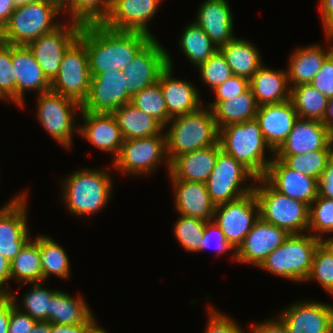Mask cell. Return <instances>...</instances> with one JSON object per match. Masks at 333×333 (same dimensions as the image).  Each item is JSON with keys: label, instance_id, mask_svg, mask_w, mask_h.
Segmentation results:
<instances>
[{"label": "cell", "instance_id": "60d3db41", "mask_svg": "<svg viewBox=\"0 0 333 333\" xmlns=\"http://www.w3.org/2000/svg\"><path fill=\"white\" fill-rule=\"evenodd\" d=\"M332 151L316 150L303 155H274V157L281 160L288 168L318 181L328 168Z\"/></svg>", "mask_w": 333, "mask_h": 333}, {"label": "cell", "instance_id": "52a82bcc", "mask_svg": "<svg viewBox=\"0 0 333 333\" xmlns=\"http://www.w3.org/2000/svg\"><path fill=\"white\" fill-rule=\"evenodd\" d=\"M255 184L253 192L262 220L286 230L289 234L308 233L307 204L278 192L263 177L257 178Z\"/></svg>", "mask_w": 333, "mask_h": 333}, {"label": "cell", "instance_id": "f1b7e54d", "mask_svg": "<svg viewBox=\"0 0 333 333\" xmlns=\"http://www.w3.org/2000/svg\"><path fill=\"white\" fill-rule=\"evenodd\" d=\"M327 48L322 45H309L297 47L289 57L288 62V81L290 88L302 84H310L319 72L325 59L333 52V45L327 35Z\"/></svg>", "mask_w": 333, "mask_h": 333}, {"label": "cell", "instance_id": "ba28073f", "mask_svg": "<svg viewBox=\"0 0 333 333\" xmlns=\"http://www.w3.org/2000/svg\"><path fill=\"white\" fill-rule=\"evenodd\" d=\"M36 106L40 125L62 147L70 149L74 129L78 134L79 124L75 123V119L78 111H81V104L70 97L49 91L38 94Z\"/></svg>", "mask_w": 333, "mask_h": 333}, {"label": "cell", "instance_id": "cb8c5ba5", "mask_svg": "<svg viewBox=\"0 0 333 333\" xmlns=\"http://www.w3.org/2000/svg\"><path fill=\"white\" fill-rule=\"evenodd\" d=\"M298 118L290 99L259 106L255 116L266 143L274 152L286 140Z\"/></svg>", "mask_w": 333, "mask_h": 333}, {"label": "cell", "instance_id": "6125c7cd", "mask_svg": "<svg viewBox=\"0 0 333 333\" xmlns=\"http://www.w3.org/2000/svg\"><path fill=\"white\" fill-rule=\"evenodd\" d=\"M318 195L333 199V182L324 181L322 178L318 180Z\"/></svg>", "mask_w": 333, "mask_h": 333}, {"label": "cell", "instance_id": "7bdbcfd3", "mask_svg": "<svg viewBox=\"0 0 333 333\" xmlns=\"http://www.w3.org/2000/svg\"><path fill=\"white\" fill-rule=\"evenodd\" d=\"M314 281L322 287L329 295L333 296V250L322 241L313 257L312 269L306 282Z\"/></svg>", "mask_w": 333, "mask_h": 333}, {"label": "cell", "instance_id": "4316f807", "mask_svg": "<svg viewBox=\"0 0 333 333\" xmlns=\"http://www.w3.org/2000/svg\"><path fill=\"white\" fill-rule=\"evenodd\" d=\"M174 189V206L179 215L213 220L215 205L207 191L206 183L170 180Z\"/></svg>", "mask_w": 333, "mask_h": 333}, {"label": "cell", "instance_id": "8992f818", "mask_svg": "<svg viewBox=\"0 0 333 333\" xmlns=\"http://www.w3.org/2000/svg\"><path fill=\"white\" fill-rule=\"evenodd\" d=\"M321 242L310 233L290 234L258 268L283 279L304 283L310 275L314 253Z\"/></svg>", "mask_w": 333, "mask_h": 333}, {"label": "cell", "instance_id": "603a6c76", "mask_svg": "<svg viewBox=\"0 0 333 333\" xmlns=\"http://www.w3.org/2000/svg\"><path fill=\"white\" fill-rule=\"evenodd\" d=\"M275 190L308 206L318 196V181L291 168L273 157L263 177Z\"/></svg>", "mask_w": 333, "mask_h": 333}, {"label": "cell", "instance_id": "d590c367", "mask_svg": "<svg viewBox=\"0 0 333 333\" xmlns=\"http://www.w3.org/2000/svg\"><path fill=\"white\" fill-rule=\"evenodd\" d=\"M179 38L178 44L183 54L196 68L219 50L210 37L194 21L184 28Z\"/></svg>", "mask_w": 333, "mask_h": 333}, {"label": "cell", "instance_id": "5bb4252c", "mask_svg": "<svg viewBox=\"0 0 333 333\" xmlns=\"http://www.w3.org/2000/svg\"><path fill=\"white\" fill-rule=\"evenodd\" d=\"M27 193L20 192L0 209V254L10 263L32 238L27 221Z\"/></svg>", "mask_w": 333, "mask_h": 333}, {"label": "cell", "instance_id": "277c9868", "mask_svg": "<svg viewBox=\"0 0 333 333\" xmlns=\"http://www.w3.org/2000/svg\"><path fill=\"white\" fill-rule=\"evenodd\" d=\"M167 126H170L169 129H166ZM164 129L169 162L179 155L218 143L219 129L207 105H202L195 112L171 118Z\"/></svg>", "mask_w": 333, "mask_h": 333}, {"label": "cell", "instance_id": "8fae6325", "mask_svg": "<svg viewBox=\"0 0 333 333\" xmlns=\"http://www.w3.org/2000/svg\"><path fill=\"white\" fill-rule=\"evenodd\" d=\"M90 83L88 52L77 39L64 53L58 74L51 82V91L82 104L88 96Z\"/></svg>", "mask_w": 333, "mask_h": 333}, {"label": "cell", "instance_id": "7a4b0ae2", "mask_svg": "<svg viewBox=\"0 0 333 333\" xmlns=\"http://www.w3.org/2000/svg\"><path fill=\"white\" fill-rule=\"evenodd\" d=\"M84 168L62 179V202L71 214L78 217L93 216L108 204L112 197L110 171Z\"/></svg>", "mask_w": 333, "mask_h": 333}, {"label": "cell", "instance_id": "bcb514c9", "mask_svg": "<svg viewBox=\"0 0 333 333\" xmlns=\"http://www.w3.org/2000/svg\"><path fill=\"white\" fill-rule=\"evenodd\" d=\"M201 76V81L211 90L223 84L233 76L226 58L220 50H217L206 62L196 68Z\"/></svg>", "mask_w": 333, "mask_h": 333}, {"label": "cell", "instance_id": "d6986e66", "mask_svg": "<svg viewBox=\"0 0 333 333\" xmlns=\"http://www.w3.org/2000/svg\"><path fill=\"white\" fill-rule=\"evenodd\" d=\"M289 235L286 230L259 218L236 250V261L259 267Z\"/></svg>", "mask_w": 333, "mask_h": 333}, {"label": "cell", "instance_id": "44dd1931", "mask_svg": "<svg viewBox=\"0 0 333 333\" xmlns=\"http://www.w3.org/2000/svg\"><path fill=\"white\" fill-rule=\"evenodd\" d=\"M316 150H333V137L321 121L298 118L274 155H303Z\"/></svg>", "mask_w": 333, "mask_h": 333}, {"label": "cell", "instance_id": "8d00e7d4", "mask_svg": "<svg viewBox=\"0 0 333 333\" xmlns=\"http://www.w3.org/2000/svg\"><path fill=\"white\" fill-rule=\"evenodd\" d=\"M60 243H56L50 236L39 234V252L43 271V282L51 275L62 279H69L71 265L67 252Z\"/></svg>", "mask_w": 333, "mask_h": 333}, {"label": "cell", "instance_id": "1f68e13d", "mask_svg": "<svg viewBox=\"0 0 333 333\" xmlns=\"http://www.w3.org/2000/svg\"><path fill=\"white\" fill-rule=\"evenodd\" d=\"M226 58L233 75L251 79L263 65L257 46L245 38L235 37L219 48Z\"/></svg>", "mask_w": 333, "mask_h": 333}, {"label": "cell", "instance_id": "11a10c76", "mask_svg": "<svg viewBox=\"0 0 333 333\" xmlns=\"http://www.w3.org/2000/svg\"><path fill=\"white\" fill-rule=\"evenodd\" d=\"M97 323H81L75 325H59L51 323L50 333H91Z\"/></svg>", "mask_w": 333, "mask_h": 333}, {"label": "cell", "instance_id": "ffe728a7", "mask_svg": "<svg viewBox=\"0 0 333 333\" xmlns=\"http://www.w3.org/2000/svg\"><path fill=\"white\" fill-rule=\"evenodd\" d=\"M79 113L83 119L82 124L78 125L79 136L81 135L99 151L113 154L115 160L120 154L123 137L114 115L83 110Z\"/></svg>", "mask_w": 333, "mask_h": 333}, {"label": "cell", "instance_id": "4dcf8cb0", "mask_svg": "<svg viewBox=\"0 0 333 333\" xmlns=\"http://www.w3.org/2000/svg\"><path fill=\"white\" fill-rule=\"evenodd\" d=\"M92 310L83 296H72L57 289L51 297L50 323L59 325H75L81 323H97Z\"/></svg>", "mask_w": 333, "mask_h": 333}, {"label": "cell", "instance_id": "484cf974", "mask_svg": "<svg viewBox=\"0 0 333 333\" xmlns=\"http://www.w3.org/2000/svg\"><path fill=\"white\" fill-rule=\"evenodd\" d=\"M195 23L210 37L219 49L233 40L234 21L228 0H205L198 7Z\"/></svg>", "mask_w": 333, "mask_h": 333}, {"label": "cell", "instance_id": "30bf717a", "mask_svg": "<svg viewBox=\"0 0 333 333\" xmlns=\"http://www.w3.org/2000/svg\"><path fill=\"white\" fill-rule=\"evenodd\" d=\"M256 179L240 162L221 150L206 186L212 203L218 206L251 193L255 183L246 184V182Z\"/></svg>", "mask_w": 333, "mask_h": 333}, {"label": "cell", "instance_id": "003e7915", "mask_svg": "<svg viewBox=\"0 0 333 333\" xmlns=\"http://www.w3.org/2000/svg\"><path fill=\"white\" fill-rule=\"evenodd\" d=\"M91 333H107L106 330H104V328H102L101 326L99 327V324L91 331Z\"/></svg>", "mask_w": 333, "mask_h": 333}, {"label": "cell", "instance_id": "f35d334b", "mask_svg": "<svg viewBox=\"0 0 333 333\" xmlns=\"http://www.w3.org/2000/svg\"><path fill=\"white\" fill-rule=\"evenodd\" d=\"M111 7L110 0H62L63 14L67 21L81 26L103 24Z\"/></svg>", "mask_w": 333, "mask_h": 333}, {"label": "cell", "instance_id": "03108f58", "mask_svg": "<svg viewBox=\"0 0 333 333\" xmlns=\"http://www.w3.org/2000/svg\"><path fill=\"white\" fill-rule=\"evenodd\" d=\"M35 1H38V0H13L14 5L16 7L26 5L28 3H32V2H35Z\"/></svg>", "mask_w": 333, "mask_h": 333}, {"label": "cell", "instance_id": "7402d4cb", "mask_svg": "<svg viewBox=\"0 0 333 333\" xmlns=\"http://www.w3.org/2000/svg\"><path fill=\"white\" fill-rule=\"evenodd\" d=\"M172 62V57L167 52L168 66L160 73L158 79L170 118L195 112L202 107L197 87L186 79L173 78Z\"/></svg>", "mask_w": 333, "mask_h": 333}, {"label": "cell", "instance_id": "ee69618b", "mask_svg": "<svg viewBox=\"0 0 333 333\" xmlns=\"http://www.w3.org/2000/svg\"><path fill=\"white\" fill-rule=\"evenodd\" d=\"M308 232L322 241L325 240L324 233H333V199L318 195L312 202L309 206Z\"/></svg>", "mask_w": 333, "mask_h": 333}, {"label": "cell", "instance_id": "836d02e7", "mask_svg": "<svg viewBox=\"0 0 333 333\" xmlns=\"http://www.w3.org/2000/svg\"><path fill=\"white\" fill-rule=\"evenodd\" d=\"M258 105L251 88L237 97L220 101L213 109L218 129L255 119Z\"/></svg>", "mask_w": 333, "mask_h": 333}, {"label": "cell", "instance_id": "d6a6232c", "mask_svg": "<svg viewBox=\"0 0 333 333\" xmlns=\"http://www.w3.org/2000/svg\"><path fill=\"white\" fill-rule=\"evenodd\" d=\"M112 114L116 118L123 140L151 137L165 130L157 119L131 103L119 107Z\"/></svg>", "mask_w": 333, "mask_h": 333}, {"label": "cell", "instance_id": "3957f363", "mask_svg": "<svg viewBox=\"0 0 333 333\" xmlns=\"http://www.w3.org/2000/svg\"><path fill=\"white\" fill-rule=\"evenodd\" d=\"M218 142L224 153L240 162L256 178L264 177L274 157L256 119L220 128ZM268 150L272 159L265 156Z\"/></svg>", "mask_w": 333, "mask_h": 333}, {"label": "cell", "instance_id": "9f6ffc18", "mask_svg": "<svg viewBox=\"0 0 333 333\" xmlns=\"http://www.w3.org/2000/svg\"><path fill=\"white\" fill-rule=\"evenodd\" d=\"M321 22L327 35L333 29V0H319Z\"/></svg>", "mask_w": 333, "mask_h": 333}, {"label": "cell", "instance_id": "b9f144b4", "mask_svg": "<svg viewBox=\"0 0 333 333\" xmlns=\"http://www.w3.org/2000/svg\"><path fill=\"white\" fill-rule=\"evenodd\" d=\"M131 104L144 113L153 116L164 127L171 120L158 82L135 94L131 99Z\"/></svg>", "mask_w": 333, "mask_h": 333}, {"label": "cell", "instance_id": "db71d44e", "mask_svg": "<svg viewBox=\"0 0 333 333\" xmlns=\"http://www.w3.org/2000/svg\"><path fill=\"white\" fill-rule=\"evenodd\" d=\"M251 333H289L283 320L278 316L277 319H268L263 323L252 324Z\"/></svg>", "mask_w": 333, "mask_h": 333}, {"label": "cell", "instance_id": "9a60e30c", "mask_svg": "<svg viewBox=\"0 0 333 333\" xmlns=\"http://www.w3.org/2000/svg\"><path fill=\"white\" fill-rule=\"evenodd\" d=\"M131 99L127 93V78L123 71L115 69L91 74L89 93L81 104V110L113 113L119 107L131 103Z\"/></svg>", "mask_w": 333, "mask_h": 333}, {"label": "cell", "instance_id": "7c38bea8", "mask_svg": "<svg viewBox=\"0 0 333 333\" xmlns=\"http://www.w3.org/2000/svg\"><path fill=\"white\" fill-rule=\"evenodd\" d=\"M259 218V204L252 191L234 201L215 206L213 221L237 250Z\"/></svg>", "mask_w": 333, "mask_h": 333}, {"label": "cell", "instance_id": "f5cc1de1", "mask_svg": "<svg viewBox=\"0 0 333 333\" xmlns=\"http://www.w3.org/2000/svg\"><path fill=\"white\" fill-rule=\"evenodd\" d=\"M37 320L20 311L10 297V320L8 333H28L35 326Z\"/></svg>", "mask_w": 333, "mask_h": 333}, {"label": "cell", "instance_id": "94428289", "mask_svg": "<svg viewBox=\"0 0 333 333\" xmlns=\"http://www.w3.org/2000/svg\"><path fill=\"white\" fill-rule=\"evenodd\" d=\"M322 123L330 131L333 137V98L328 99Z\"/></svg>", "mask_w": 333, "mask_h": 333}, {"label": "cell", "instance_id": "e0dca14e", "mask_svg": "<svg viewBox=\"0 0 333 333\" xmlns=\"http://www.w3.org/2000/svg\"><path fill=\"white\" fill-rule=\"evenodd\" d=\"M164 0H114L103 25L112 30L136 31L154 35L149 31L150 22Z\"/></svg>", "mask_w": 333, "mask_h": 333}, {"label": "cell", "instance_id": "5b68a950", "mask_svg": "<svg viewBox=\"0 0 333 333\" xmlns=\"http://www.w3.org/2000/svg\"><path fill=\"white\" fill-rule=\"evenodd\" d=\"M63 13L62 0H38L18 6L0 30V41L10 45L27 46L63 22L55 18Z\"/></svg>", "mask_w": 333, "mask_h": 333}, {"label": "cell", "instance_id": "681fc988", "mask_svg": "<svg viewBox=\"0 0 333 333\" xmlns=\"http://www.w3.org/2000/svg\"><path fill=\"white\" fill-rule=\"evenodd\" d=\"M249 88V79L242 76L233 75L231 78L227 79L223 84L218 85L213 90L216 97L213 102H208V107L212 110L220 101L237 97L246 92Z\"/></svg>", "mask_w": 333, "mask_h": 333}, {"label": "cell", "instance_id": "e575fe53", "mask_svg": "<svg viewBox=\"0 0 333 333\" xmlns=\"http://www.w3.org/2000/svg\"><path fill=\"white\" fill-rule=\"evenodd\" d=\"M31 238L11 261V280L16 284L43 283L39 235Z\"/></svg>", "mask_w": 333, "mask_h": 333}, {"label": "cell", "instance_id": "4fadbf2b", "mask_svg": "<svg viewBox=\"0 0 333 333\" xmlns=\"http://www.w3.org/2000/svg\"><path fill=\"white\" fill-rule=\"evenodd\" d=\"M81 28L77 23L65 22L27 45L50 83L58 74L64 53L78 39Z\"/></svg>", "mask_w": 333, "mask_h": 333}, {"label": "cell", "instance_id": "91938a15", "mask_svg": "<svg viewBox=\"0 0 333 333\" xmlns=\"http://www.w3.org/2000/svg\"><path fill=\"white\" fill-rule=\"evenodd\" d=\"M15 9L13 0H0V30L8 22Z\"/></svg>", "mask_w": 333, "mask_h": 333}, {"label": "cell", "instance_id": "6f0895ef", "mask_svg": "<svg viewBox=\"0 0 333 333\" xmlns=\"http://www.w3.org/2000/svg\"><path fill=\"white\" fill-rule=\"evenodd\" d=\"M9 280L11 281V263L0 254V295L12 293L9 290Z\"/></svg>", "mask_w": 333, "mask_h": 333}, {"label": "cell", "instance_id": "a7ac6f4b", "mask_svg": "<svg viewBox=\"0 0 333 333\" xmlns=\"http://www.w3.org/2000/svg\"><path fill=\"white\" fill-rule=\"evenodd\" d=\"M330 247L331 249L333 250V237H326L325 240H324Z\"/></svg>", "mask_w": 333, "mask_h": 333}, {"label": "cell", "instance_id": "c3c4849f", "mask_svg": "<svg viewBox=\"0 0 333 333\" xmlns=\"http://www.w3.org/2000/svg\"><path fill=\"white\" fill-rule=\"evenodd\" d=\"M199 241H201V249L198 252L207 250L215 244L216 254L222 255L232 250V258L236 261V250L226 240L223 231L213 220L206 221L203 237Z\"/></svg>", "mask_w": 333, "mask_h": 333}, {"label": "cell", "instance_id": "89a4df30", "mask_svg": "<svg viewBox=\"0 0 333 333\" xmlns=\"http://www.w3.org/2000/svg\"><path fill=\"white\" fill-rule=\"evenodd\" d=\"M325 333H333V322L332 324L327 328Z\"/></svg>", "mask_w": 333, "mask_h": 333}, {"label": "cell", "instance_id": "83f0119b", "mask_svg": "<svg viewBox=\"0 0 333 333\" xmlns=\"http://www.w3.org/2000/svg\"><path fill=\"white\" fill-rule=\"evenodd\" d=\"M220 151L221 147L218 142L209 147L177 156L170 162L168 173L170 179L206 183L215 167Z\"/></svg>", "mask_w": 333, "mask_h": 333}, {"label": "cell", "instance_id": "ab89813d", "mask_svg": "<svg viewBox=\"0 0 333 333\" xmlns=\"http://www.w3.org/2000/svg\"><path fill=\"white\" fill-rule=\"evenodd\" d=\"M32 285L33 287L26 294H24L21 302L17 300V297L14 295L15 293H10L9 295L13 300L14 305L23 313L28 314L37 321L50 322L51 297L57 289L55 290L43 287L42 282L32 283Z\"/></svg>", "mask_w": 333, "mask_h": 333}, {"label": "cell", "instance_id": "d4e9b609", "mask_svg": "<svg viewBox=\"0 0 333 333\" xmlns=\"http://www.w3.org/2000/svg\"><path fill=\"white\" fill-rule=\"evenodd\" d=\"M12 64L16 76L17 106L25 107L24 94L27 91H38V94L51 91V83L27 46L12 45Z\"/></svg>", "mask_w": 333, "mask_h": 333}, {"label": "cell", "instance_id": "be15d7a7", "mask_svg": "<svg viewBox=\"0 0 333 333\" xmlns=\"http://www.w3.org/2000/svg\"><path fill=\"white\" fill-rule=\"evenodd\" d=\"M51 323L49 321H37L32 330L28 333H50Z\"/></svg>", "mask_w": 333, "mask_h": 333}, {"label": "cell", "instance_id": "f546056e", "mask_svg": "<svg viewBox=\"0 0 333 333\" xmlns=\"http://www.w3.org/2000/svg\"><path fill=\"white\" fill-rule=\"evenodd\" d=\"M250 88L258 106L282 103L290 99L287 70H274L263 64L250 79Z\"/></svg>", "mask_w": 333, "mask_h": 333}, {"label": "cell", "instance_id": "ac0fdd59", "mask_svg": "<svg viewBox=\"0 0 333 333\" xmlns=\"http://www.w3.org/2000/svg\"><path fill=\"white\" fill-rule=\"evenodd\" d=\"M297 302V303H296ZM279 313L289 333H325L333 322V305L302 300Z\"/></svg>", "mask_w": 333, "mask_h": 333}, {"label": "cell", "instance_id": "2644e50d", "mask_svg": "<svg viewBox=\"0 0 333 333\" xmlns=\"http://www.w3.org/2000/svg\"><path fill=\"white\" fill-rule=\"evenodd\" d=\"M331 42H333V29L327 34ZM333 44V43H332Z\"/></svg>", "mask_w": 333, "mask_h": 333}, {"label": "cell", "instance_id": "f907efd6", "mask_svg": "<svg viewBox=\"0 0 333 333\" xmlns=\"http://www.w3.org/2000/svg\"><path fill=\"white\" fill-rule=\"evenodd\" d=\"M208 322L204 333H245L239 323L230 316L217 311L213 306L208 307Z\"/></svg>", "mask_w": 333, "mask_h": 333}, {"label": "cell", "instance_id": "816d5d0a", "mask_svg": "<svg viewBox=\"0 0 333 333\" xmlns=\"http://www.w3.org/2000/svg\"><path fill=\"white\" fill-rule=\"evenodd\" d=\"M320 93L328 99L333 98V52L325 59L319 72L310 82Z\"/></svg>", "mask_w": 333, "mask_h": 333}, {"label": "cell", "instance_id": "f6af8a7d", "mask_svg": "<svg viewBox=\"0 0 333 333\" xmlns=\"http://www.w3.org/2000/svg\"><path fill=\"white\" fill-rule=\"evenodd\" d=\"M206 221L179 215L174 223L173 232L178 243L188 252L197 253L201 249V241Z\"/></svg>", "mask_w": 333, "mask_h": 333}, {"label": "cell", "instance_id": "7dc6e473", "mask_svg": "<svg viewBox=\"0 0 333 333\" xmlns=\"http://www.w3.org/2000/svg\"><path fill=\"white\" fill-rule=\"evenodd\" d=\"M0 99L16 104V76L12 64V45L0 41Z\"/></svg>", "mask_w": 333, "mask_h": 333}, {"label": "cell", "instance_id": "e7e4bbea", "mask_svg": "<svg viewBox=\"0 0 333 333\" xmlns=\"http://www.w3.org/2000/svg\"><path fill=\"white\" fill-rule=\"evenodd\" d=\"M324 181L333 182V151L332 156L329 159L328 168L321 177Z\"/></svg>", "mask_w": 333, "mask_h": 333}, {"label": "cell", "instance_id": "680465c9", "mask_svg": "<svg viewBox=\"0 0 333 333\" xmlns=\"http://www.w3.org/2000/svg\"><path fill=\"white\" fill-rule=\"evenodd\" d=\"M10 320V295H0V333H8Z\"/></svg>", "mask_w": 333, "mask_h": 333}, {"label": "cell", "instance_id": "9c48e42d", "mask_svg": "<svg viewBox=\"0 0 333 333\" xmlns=\"http://www.w3.org/2000/svg\"><path fill=\"white\" fill-rule=\"evenodd\" d=\"M112 162L114 171H121L126 175L150 176L162 162L166 164L169 173L170 162L166 153L165 132L146 138L123 140L120 154Z\"/></svg>", "mask_w": 333, "mask_h": 333}, {"label": "cell", "instance_id": "74e56055", "mask_svg": "<svg viewBox=\"0 0 333 333\" xmlns=\"http://www.w3.org/2000/svg\"><path fill=\"white\" fill-rule=\"evenodd\" d=\"M290 100L299 118L323 121L328 98L312 85L291 87Z\"/></svg>", "mask_w": 333, "mask_h": 333}, {"label": "cell", "instance_id": "2e32d148", "mask_svg": "<svg viewBox=\"0 0 333 333\" xmlns=\"http://www.w3.org/2000/svg\"><path fill=\"white\" fill-rule=\"evenodd\" d=\"M167 52V49L154 37L124 69L127 93L131 97L158 82L160 73L168 66Z\"/></svg>", "mask_w": 333, "mask_h": 333}, {"label": "cell", "instance_id": "6da1fadb", "mask_svg": "<svg viewBox=\"0 0 333 333\" xmlns=\"http://www.w3.org/2000/svg\"><path fill=\"white\" fill-rule=\"evenodd\" d=\"M152 38L143 32L112 30L103 24L82 26L78 37L88 52L90 74L124 71Z\"/></svg>", "mask_w": 333, "mask_h": 333}]
</instances>
